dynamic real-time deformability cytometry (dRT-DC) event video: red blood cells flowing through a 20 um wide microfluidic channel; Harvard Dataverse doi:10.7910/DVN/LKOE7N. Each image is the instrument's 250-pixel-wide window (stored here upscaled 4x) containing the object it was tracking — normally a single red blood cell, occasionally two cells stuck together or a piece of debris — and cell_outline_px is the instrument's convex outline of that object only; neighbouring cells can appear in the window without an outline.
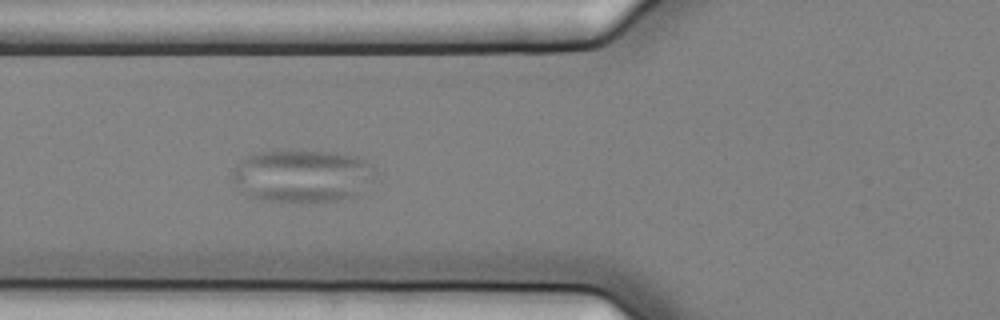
{"species": "common noctule bat (a hibernating species)", "species_latin": "Nyctalus noctula", "temperature_condition": "cold", "stored_images_in_passage": 6, "camera_frame_rate_fps": 3000, "um_per_image_px": 0.085, "animal": {"sex": "female", "body_mass_g": 25.1}, "frame": {"image": 1, "passage_image": 6, "time_ms": 1.667, "image_size_px": [1000, 320], "cell_outline_px": [[376, 176], [356, 196], [336, 200], [264, 200], [248, 196], [232, 180], [232, 172], [236, 164], [252, 152], [272, 148], [300, 148], [336, 152], [356, 156], [376, 164]], "centroid_in_image_um": [25.7, 14.85], "position_along_channel_um": 100.1, "area_um2": 45.03}}